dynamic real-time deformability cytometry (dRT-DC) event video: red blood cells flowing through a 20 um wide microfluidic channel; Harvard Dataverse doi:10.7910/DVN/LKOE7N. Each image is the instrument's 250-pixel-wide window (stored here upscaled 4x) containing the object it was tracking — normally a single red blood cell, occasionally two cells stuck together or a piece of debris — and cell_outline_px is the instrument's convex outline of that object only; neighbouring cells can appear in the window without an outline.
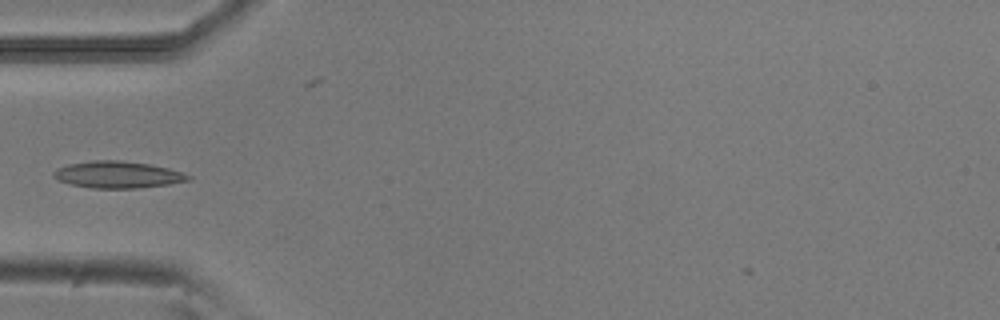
{"species": "common noctule bat (a hibernating species)", "species_latin": "Nyctalus noctula", "temperature_condition": "room temperature", "stored_images_in_passage": 35, "camera_frame_rate_fps": 3000, "um_per_image_px": 0.085, "animal": {"sex": "male", "body_mass_g": 20.5, "forearm_length_mm": 52.5}, "frame": {"image": 1, "passage_image": 1, "time_ms": 0.0, "image_size_px": [1000, 320], "cell_outline_px": [[192, 180], [168, 184], [136, 188], [92, 188], [72, 184], [60, 180], [52, 176], [52, 172], [56, 168], [68, 164], [92, 160], [120, 160], [148, 164], [168, 168], [192, 176]], "centroid_in_image_um": [9.99, 14.84], "position_along_channel_um": 75.0, "area_um2": 20.92}}
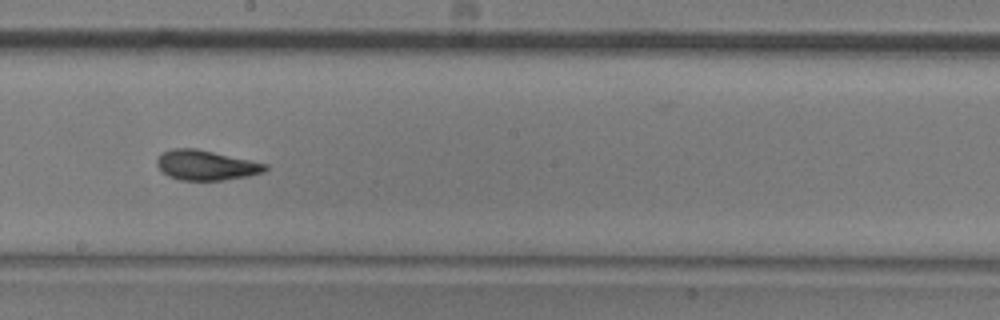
{"frame": {"image": 2, "passage_image": 13, "time_ms": 4.0, "image_size_px": [1000, 320], "cell_outline_px": [[268, 168], [264, 172], [248, 176], [220, 180], [180, 180], [168, 176], [156, 164], [156, 160], [164, 152], [172, 148], [196, 148], [268, 164]], "centroid_in_image_um": [17.52, 14.04], "position_along_channel_um": 230.7, "area_um2": 18.73}}
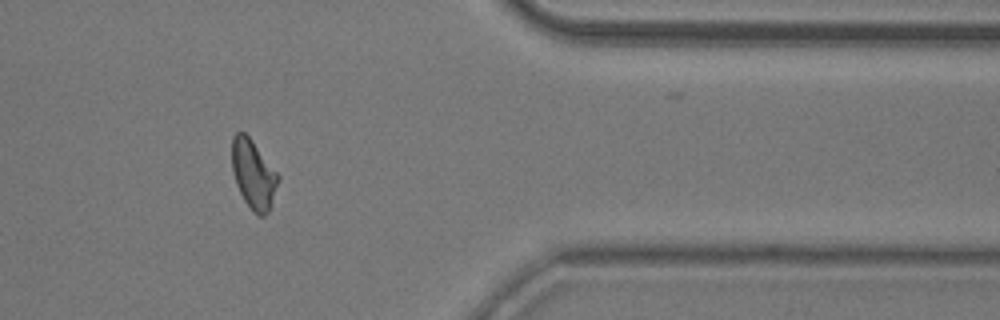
{"frame": {"image": 3, "passage_image": 27, "time_ms": 8.667, "image_size_px": [1000, 320], "cell_outline_px": [[280, 176], [268, 212], [264, 216], [260, 216], [244, 200], [236, 184], [232, 172], [232, 136], [236, 132], [244, 132], [252, 140]], "centroid_in_image_um": [21.52, 14.77], "position_along_channel_um": 389.9, "area_um2": 18.21}}